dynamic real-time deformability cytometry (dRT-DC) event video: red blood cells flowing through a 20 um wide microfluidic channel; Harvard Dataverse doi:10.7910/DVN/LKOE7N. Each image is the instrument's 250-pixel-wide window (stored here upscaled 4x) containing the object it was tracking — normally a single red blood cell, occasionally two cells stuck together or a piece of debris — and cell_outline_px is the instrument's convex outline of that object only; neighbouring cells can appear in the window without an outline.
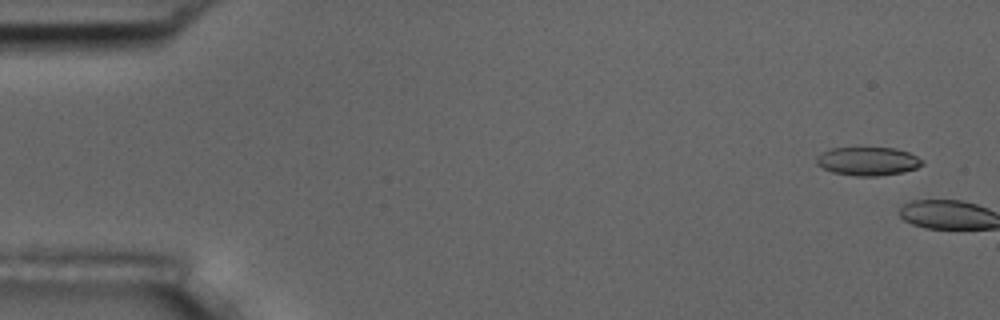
{"species": "common noctule bat (a hibernating species)", "species_latin": "Nyctalus noctula", "temperature_condition": "room temperature", "stored_images_in_passage": 2, "camera_frame_rate_fps": 3000, "um_per_image_px": 0.085, "animal": {"sex": "male", "body_mass_g": 17.5, "forearm_length_mm": 52.3}, "frame": {"image": 1, "passage_image": 1, "time_ms": 0.0, "image_size_px": [1000, 320], "cell_outline_px": [[924, 164], [916, 168], [904, 172], [876, 176], [856, 176], [832, 172], [816, 164], [816, 156], [820, 152], [832, 148], [896, 148], [908, 152], [924, 160]], "centroid_in_image_um": [73.76, 13.7], "position_along_channel_um": 11.2, "area_um2": 17.63}}